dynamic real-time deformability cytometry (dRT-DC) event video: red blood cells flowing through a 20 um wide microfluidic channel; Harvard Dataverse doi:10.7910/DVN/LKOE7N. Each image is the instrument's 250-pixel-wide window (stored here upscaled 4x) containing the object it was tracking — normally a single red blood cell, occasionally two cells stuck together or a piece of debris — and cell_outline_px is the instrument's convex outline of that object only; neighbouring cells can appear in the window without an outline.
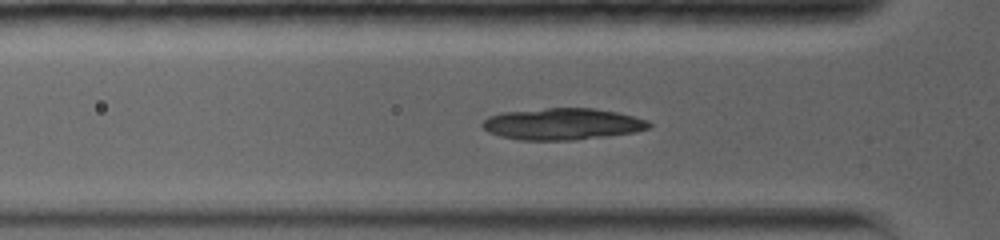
{"species": "common noctule bat (a hibernating species)", "species_latin": "Nyctalus noctula", "temperature_condition": "warm", "stored_images_in_passage": 44, "camera_frame_rate_fps": 5000, "um_per_image_px": 0.085, "animal": {"sex": "female", "body_mass_g": 19.0, "forearm_length_mm": 56.7}, "frame": {"image": 1, "passage_image": 4, "time_ms": 0.4, "image_size_px": [1000, 240], "cell_outline_px": [[652, 124], [648, 128], [636, 132], [572, 140], [520, 140], [500, 136], [488, 132], [480, 124], [488, 116], [500, 112], [544, 108], [592, 108], [616, 112], [648, 120]], "centroid_in_image_um": [47.76, 10.53], "position_along_channel_um": 78.0, "area_um2": 30.69}}
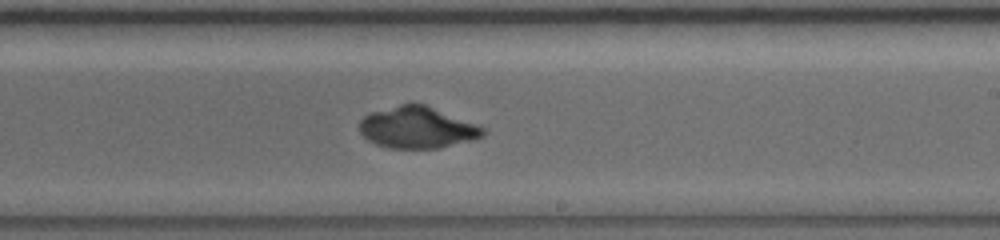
{"frame": {"image": 2, "passage_image": 27, "time_ms": 5.0, "image_size_px": [1000, 240], "cell_outline_px": [[484, 136], [472, 140], [440, 148], [388, 148], [376, 144], [368, 140], [360, 132], [360, 120], [364, 116], [372, 112], [400, 104], [424, 104], [476, 124], [484, 128]], "centroid_in_image_um": [35.46, 10.85], "position_along_channel_um": 253.5, "area_um2": 29.59}}
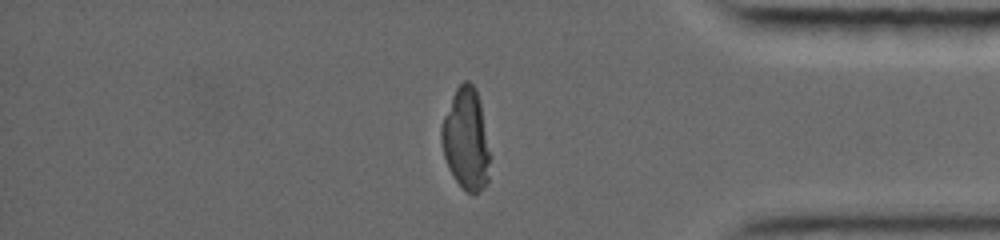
{"frame": {"image": 3, "passage_image": 43, "time_ms": 9.2, "image_size_px": [1000, 240], "cell_outline_px": [[492, 156], [488, 180], [484, 188], [476, 192], [468, 192], [456, 180], [448, 168], [444, 156], [440, 140], [440, 128], [444, 116], [452, 96], [456, 88], [464, 80], [468, 80], [476, 88], [480, 104]], "centroid_in_image_um": [39.63, 11.83], "position_along_channel_um": 395.6, "area_um2": 29.02}}